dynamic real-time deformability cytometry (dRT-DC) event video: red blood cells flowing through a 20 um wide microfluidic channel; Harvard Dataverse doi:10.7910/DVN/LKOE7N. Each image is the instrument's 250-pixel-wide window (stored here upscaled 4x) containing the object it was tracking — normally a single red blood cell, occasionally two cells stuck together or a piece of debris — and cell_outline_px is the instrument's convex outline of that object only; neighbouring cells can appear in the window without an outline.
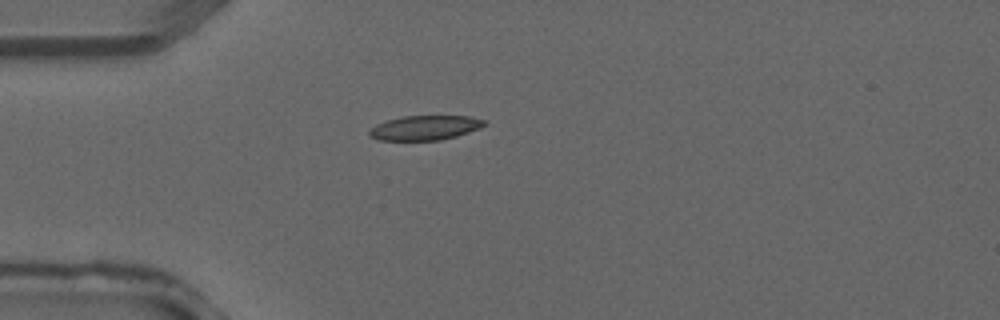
{"species": "common noctule bat (a hibernating species)", "species_latin": "Nyctalus noctula", "temperature_condition": "warm", "stored_images_in_passage": 3, "camera_frame_rate_fps": 3000, "um_per_image_px": 0.085, "animal": {"sex": "male", "forearm_length_mm": 52.5}, "frame": {"image": 1, "passage_image": 3, "time_ms": 0.667, "image_size_px": [1000, 320], "cell_outline_px": [[488, 124], [480, 128], [456, 136], [440, 140], [376, 140], [368, 136], [368, 132], [376, 124], [388, 120], [404, 116], [468, 116], [484, 120]], "centroid_in_image_um": [36.11, 10.86], "position_along_channel_um": 48.9, "area_um2": 16.42}}